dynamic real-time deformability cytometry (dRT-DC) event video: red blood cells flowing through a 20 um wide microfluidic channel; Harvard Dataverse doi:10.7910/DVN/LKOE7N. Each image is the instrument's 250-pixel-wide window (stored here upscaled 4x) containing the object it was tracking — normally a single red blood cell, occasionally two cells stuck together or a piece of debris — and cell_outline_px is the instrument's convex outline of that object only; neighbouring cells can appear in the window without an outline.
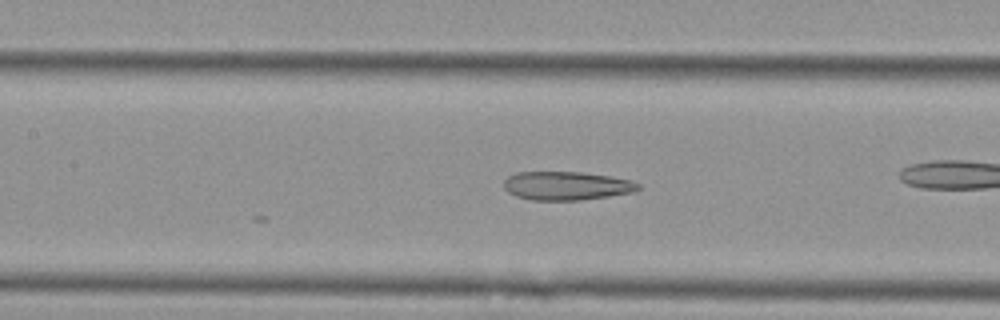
{"species": "Egyptian fruit bat (a non-hibernating species)", "species_latin": "Rousettus aegyptiacus", "temperature_condition": "cold", "stored_images_in_passage": 9, "camera_frame_rate_fps": 3000, "um_per_image_px": 0.085, "animal": {"sex": "female"}, "frame": {"image": 1, "passage_image": 5, "time_ms": 1.333, "image_size_px": [1000, 320], "cell_outline_px": [[640, 188], [632, 192], [608, 196], [580, 200], [532, 200], [516, 196], [508, 192], [504, 188], [504, 180], [508, 176], [516, 172], [580, 172], [612, 176], [632, 180], [640, 184]], "centroid_in_image_um": [48.15, 15.78], "position_along_channel_um": 159.2, "area_um2": 22.43}}